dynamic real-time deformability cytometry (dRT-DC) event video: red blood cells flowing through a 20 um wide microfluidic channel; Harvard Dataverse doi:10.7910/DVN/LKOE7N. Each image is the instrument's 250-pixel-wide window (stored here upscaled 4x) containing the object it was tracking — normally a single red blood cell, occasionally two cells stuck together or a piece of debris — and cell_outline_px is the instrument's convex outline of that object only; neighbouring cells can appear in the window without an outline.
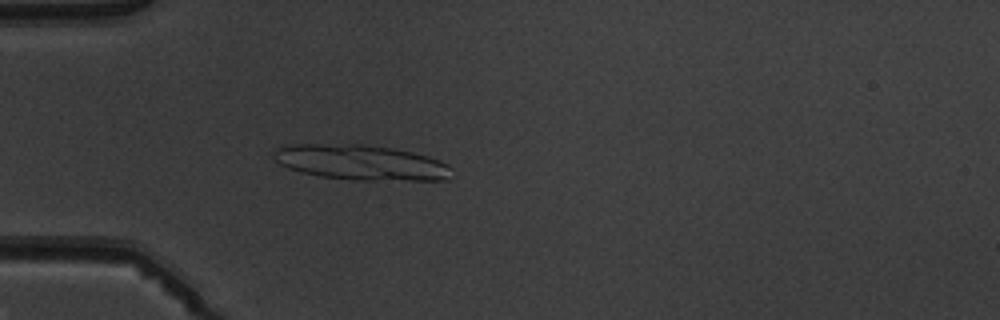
{"species": "common noctule bat (a hibernating species)", "species_latin": "Nyctalus noctula", "temperature_condition": "warm", "stored_images_in_passage": 5, "camera_frame_rate_fps": 3000, "um_per_image_px": 0.085, "animal": {"sex": "male", "body_mass_g": 19.5, "forearm_length_mm": 54.6}, "frame": {"image": 1, "passage_image": 5, "time_ms": 4.667, "image_size_px": [1000, 320], "cell_outline_px": [[452, 168], [448, 180], [352, 180], [320, 176], [300, 172], [288, 168], [280, 164], [272, 156], [272, 152], [276, 148], [292, 144], [364, 144], [392, 148], [412, 152], [428, 156], [448, 164]], "centroid_in_image_um": [30.67, 13.81], "position_along_channel_um": 54.3, "area_um2": 36.7}}